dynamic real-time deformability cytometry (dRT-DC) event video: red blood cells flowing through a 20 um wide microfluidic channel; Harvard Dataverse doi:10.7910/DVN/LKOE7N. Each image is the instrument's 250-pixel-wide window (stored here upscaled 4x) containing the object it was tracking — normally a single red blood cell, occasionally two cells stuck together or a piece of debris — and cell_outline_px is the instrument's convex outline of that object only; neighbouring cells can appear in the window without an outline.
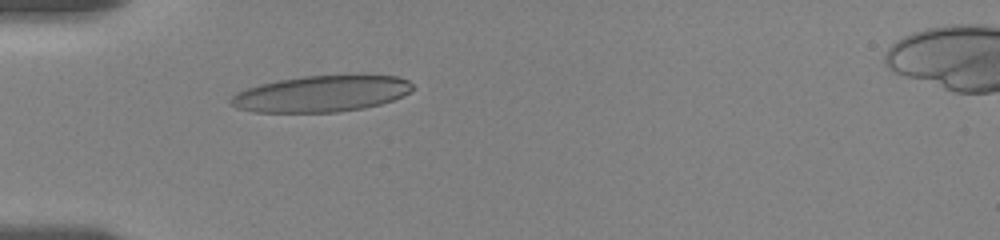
{"species": "human", "species_latin": "Homo sapiens", "temperature_condition": "room temperature", "stored_images_in_passage": 23, "camera_frame_rate_fps": 3000, "um_per_image_px": 0.085, "donor": {"sex": "female"}, "frame": {"image": 1, "passage_image": 17, "time_ms": 5.333, "image_size_px": [1000, 240], "cell_outline_px": [[416, 88], [392, 100], [380, 104], [364, 108], [336, 112], [256, 112], [236, 108], [228, 100], [236, 92], [260, 84], [280, 80], [304, 76], [396, 76], [408, 80]], "centroid_in_image_um": [27.29, 7.98], "position_along_channel_um": 57.7, "area_um2": 37.97}}
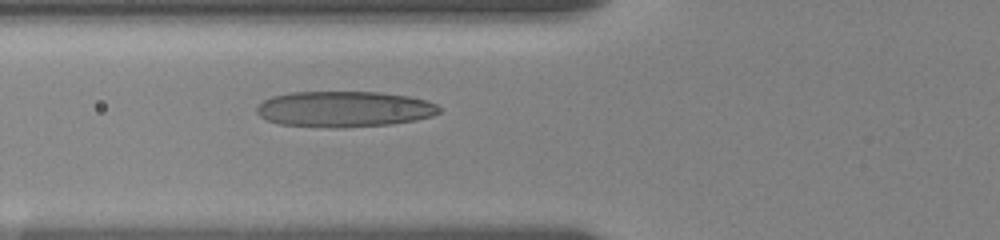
{"frame": {"image": 2, "passage_image": 20, "time_ms": 6.667, "image_size_px": [1000, 240], "cell_outline_px": [[440, 112], [432, 116], [416, 120], [392, 124], [340, 128], [336, 128], [280, 124], [268, 120], [260, 116], [256, 112], [256, 108], [264, 100], [272, 96], [292, 92], [380, 92], [408, 96], [424, 100], [436, 104], [440, 108]], "centroid_in_image_um": [29.26, 9.27], "position_along_channel_um": 96.5, "area_um2": 38.09}}
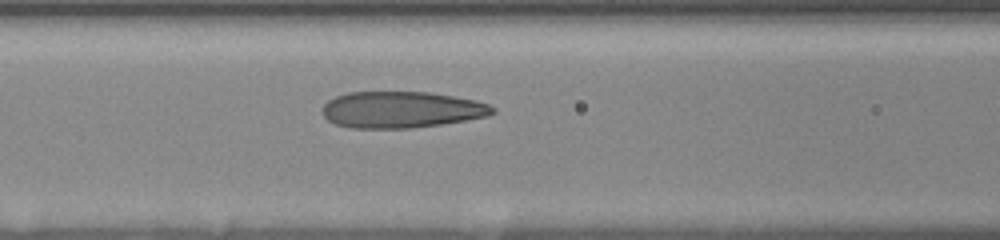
{"frame": {"image": 3, "passage_image": 23, "time_ms": 7.667, "image_size_px": [1000, 240], "cell_outline_px": [[496, 112], [488, 116], [440, 124], [408, 128], [348, 128], [336, 124], [328, 120], [324, 116], [324, 104], [328, 100], [336, 96], [348, 92], [428, 92], [476, 100], [488, 104], [496, 108]], "centroid_in_image_um": [34.12, 9.32], "position_along_channel_um": 132.5, "area_um2": 36.01}}